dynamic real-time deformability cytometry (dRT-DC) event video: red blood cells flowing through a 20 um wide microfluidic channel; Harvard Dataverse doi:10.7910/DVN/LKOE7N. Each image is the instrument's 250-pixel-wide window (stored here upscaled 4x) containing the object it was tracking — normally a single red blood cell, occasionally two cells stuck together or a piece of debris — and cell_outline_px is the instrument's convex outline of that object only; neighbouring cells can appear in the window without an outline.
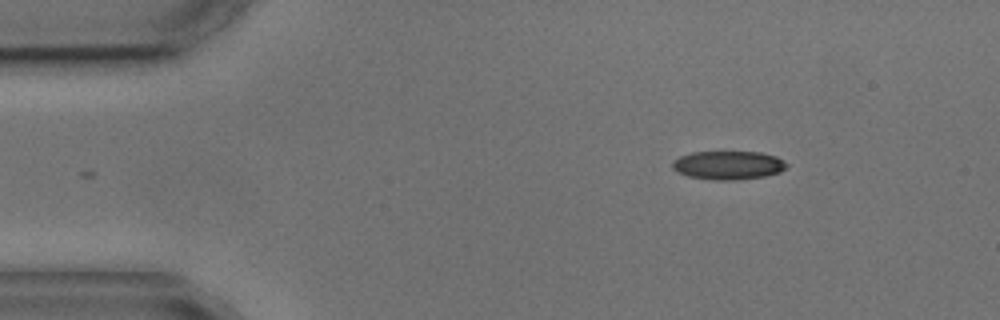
{"species": "common noctule bat (a hibernating species)", "species_latin": "Nyctalus noctula", "temperature_condition": "cold", "stored_images_in_passage": 3, "camera_frame_rate_fps": 3000, "um_per_image_px": 0.085, "animal": {"sex": "male", "body_mass_g": 17.9, "forearm_length_mm": 54.2}, "frame": {"image": 1, "passage_image": 1, "time_ms": 0.0, "image_size_px": [1000, 320], "cell_outline_px": [[788, 168], [780, 172], [764, 176], [732, 180], [712, 180], [688, 176], [676, 172], [672, 168], [672, 160], [680, 156], [692, 152], [760, 152], [776, 156], [784, 160], [788, 164]], "centroid_in_image_um": [61.9, 14.04], "position_along_channel_um": 23.1, "area_um2": 19.19}}